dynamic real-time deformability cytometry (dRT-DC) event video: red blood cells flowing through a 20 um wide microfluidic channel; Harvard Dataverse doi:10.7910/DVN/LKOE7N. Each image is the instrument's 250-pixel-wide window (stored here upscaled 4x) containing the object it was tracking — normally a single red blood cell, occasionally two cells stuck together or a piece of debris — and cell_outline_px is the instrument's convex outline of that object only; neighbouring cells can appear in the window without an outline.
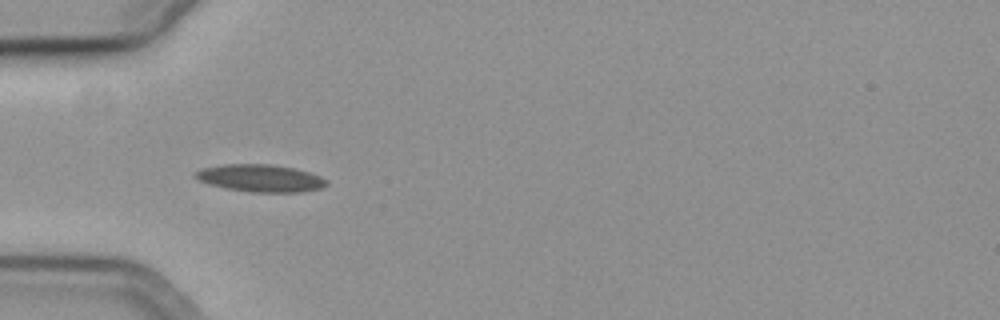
{"species": "common noctule bat (a hibernating species)", "species_latin": "Nyctalus noctula", "temperature_condition": "cold", "stored_images_in_passage": 39, "camera_frame_rate_fps": 3000, "um_per_image_px": 0.085, "animal": {"sex": "female", "body_mass_g": 19.3, "forearm_length_mm": 54.1}, "frame": {"image": 1, "passage_image": 1, "time_ms": 0.0, "image_size_px": [1000, 320], "cell_outline_px": [[328, 184], [320, 188], [300, 192], [252, 192], [224, 188], [208, 184], [192, 176], [200, 168], [224, 164], [272, 164], [292, 168], [308, 172], [320, 176], [328, 180]], "centroid_in_image_um": [22.11, 15.14], "position_along_channel_um": 62.9, "area_um2": 20.92}}
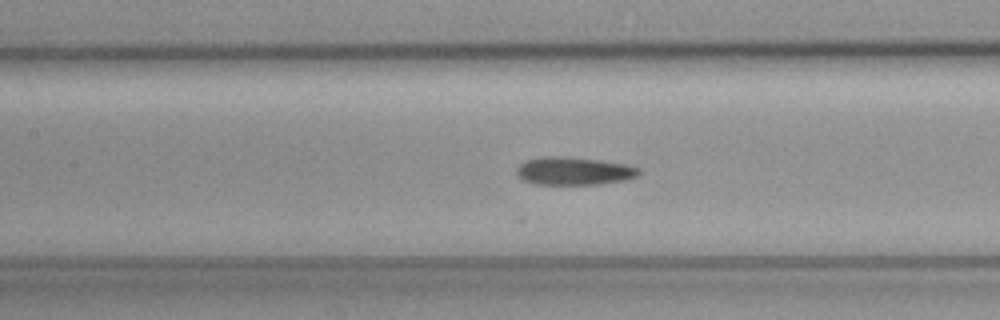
{"frame": {"image": 2, "passage_image": 9, "time_ms": 2.667, "image_size_px": [1000, 320], "cell_outline_px": [[640, 172], [636, 176], [628, 180], [600, 184], [536, 184], [524, 180], [516, 176], [516, 168], [524, 160], [544, 156], [564, 156], [600, 160], [628, 164], [640, 168]], "centroid_in_image_um": [48.78, 14.53], "position_along_channel_um": 158.6, "area_um2": 20.17}}
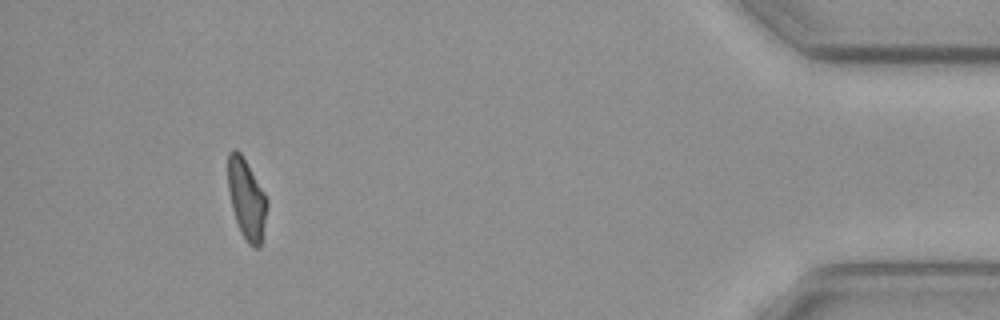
{"frame": {"image": 3, "passage_image": 35, "time_ms": 11.333, "image_size_px": [1000, 320], "cell_outline_px": [[268, 208], [260, 248], [252, 248], [248, 244], [240, 232], [232, 208], [228, 188], [228, 152], [232, 148], [236, 148], [240, 152], [264, 192], [268, 200]], "centroid_in_image_um": [20.97, 16.94], "position_along_channel_um": 414.2, "area_um2": 18.38}}